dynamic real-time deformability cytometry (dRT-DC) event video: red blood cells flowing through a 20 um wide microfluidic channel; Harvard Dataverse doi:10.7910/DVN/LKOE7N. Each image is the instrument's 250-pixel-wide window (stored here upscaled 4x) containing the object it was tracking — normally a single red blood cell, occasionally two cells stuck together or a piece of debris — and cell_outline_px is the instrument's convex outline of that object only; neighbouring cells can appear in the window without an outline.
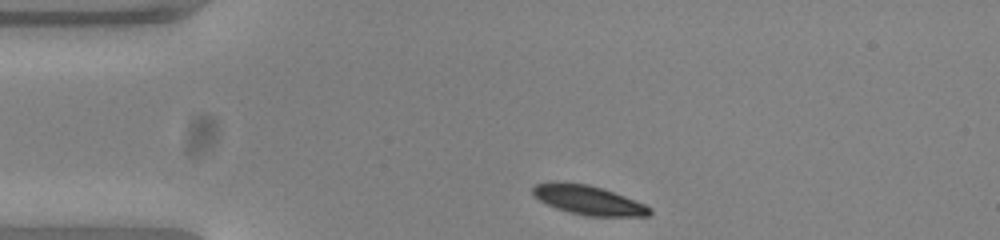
{"species": "common noctule bat (a hibernating species)", "species_latin": "Nyctalus noctula", "temperature_condition": "warm", "stored_images_in_passage": 34, "camera_frame_rate_fps": 3000, "um_per_image_px": 0.085, "animal": {"sex": "female", "body_mass_g": 23.0, "forearm_length_mm": 53.4}, "frame": {"image": 1, "passage_image": 1, "time_ms": 0.0, "image_size_px": [1000, 240], "cell_outline_px": [[652, 212], [648, 216], [588, 216], [568, 212], [556, 208], [540, 200], [532, 192], [532, 188], [536, 184], [556, 180], [588, 184], [604, 188], [644, 204], [652, 208]], "centroid_in_image_um": [50.0, 16.99], "position_along_channel_um": 35.0, "area_um2": 20.06}}
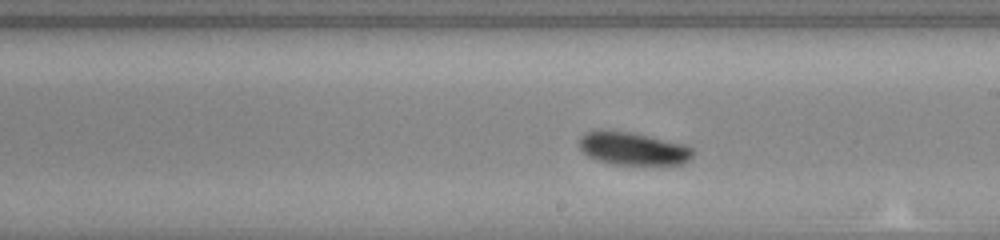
{"frame": {"image": 2, "passage_image": 20, "time_ms": 6.333, "image_size_px": [1000, 240], "cell_outline_px": [[696, 152], [684, 164], [612, 164], [588, 156], [580, 148], [580, 136], [584, 132], [600, 128], [636, 132], [684, 144], [692, 148]], "centroid_in_image_um": [53.79, 12.59], "position_along_channel_um": 235.2, "area_um2": 22.2}}
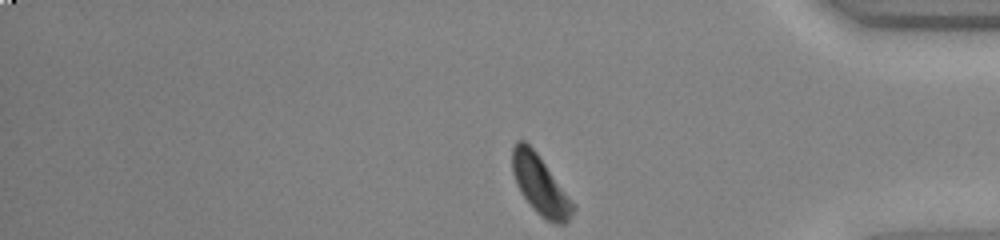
{"frame": {"image": 3, "passage_image": 34, "time_ms": 11.0, "image_size_px": [1000, 240], "cell_outline_px": [[576, 208], [568, 220], [564, 224], [556, 224], [540, 216], [532, 208], [516, 184], [512, 172], [512, 148], [516, 140], [524, 140], [536, 152], [576, 204]], "centroid_in_image_um": [45.93, 15.73], "position_along_channel_um": 389.3, "area_um2": 20.87}, "authors_computed_cell_mechanics": {"area_um2": 21.4149, "velocity_mm_per_s": 3.7877, "shape_relaxation_time_tau1_ms": 1.4796, "shape_relaxation_time_tau2_ms": null, "deformation_change_tau1": 0.0965, "deformation_change_tau2": null}}